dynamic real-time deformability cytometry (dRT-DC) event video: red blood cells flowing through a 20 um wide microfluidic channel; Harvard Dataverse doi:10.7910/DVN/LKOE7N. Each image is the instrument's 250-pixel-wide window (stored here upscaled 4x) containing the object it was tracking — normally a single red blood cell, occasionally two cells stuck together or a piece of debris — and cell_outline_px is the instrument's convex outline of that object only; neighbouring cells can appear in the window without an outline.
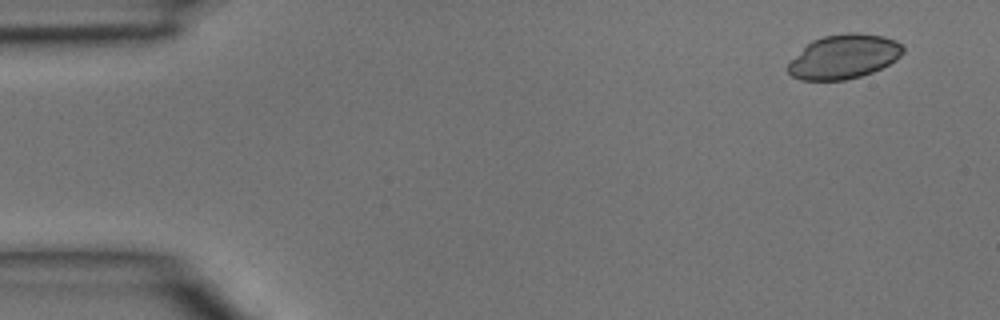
{"species": "common noctule bat (a hibernating species)", "species_latin": "Nyctalus noctula", "temperature_condition": "room temperature", "stored_images_in_passage": 4, "camera_frame_rate_fps": 3000, "um_per_image_px": 0.085, "animal": {"sex": "male", "body_mass_g": 15.6}, "frame": {"image": 1, "passage_image": 1, "time_ms": 0.0, "image_size_px": [1000, 320], "cell_outline_px": [[904, 52], [896, 60], [872, 72], [860, 76], [844, 80], [800, 80], [792, 76], [788, 72], [788, 64], [812, 40], [824, 36], [848, 32], [856, 32], [884, 36], [896, 40], [904, 48]], "centroid_in_image_um": [71.75, 4.81], "position_along_channel_um": 13.2, "area_um2": 29.42}}